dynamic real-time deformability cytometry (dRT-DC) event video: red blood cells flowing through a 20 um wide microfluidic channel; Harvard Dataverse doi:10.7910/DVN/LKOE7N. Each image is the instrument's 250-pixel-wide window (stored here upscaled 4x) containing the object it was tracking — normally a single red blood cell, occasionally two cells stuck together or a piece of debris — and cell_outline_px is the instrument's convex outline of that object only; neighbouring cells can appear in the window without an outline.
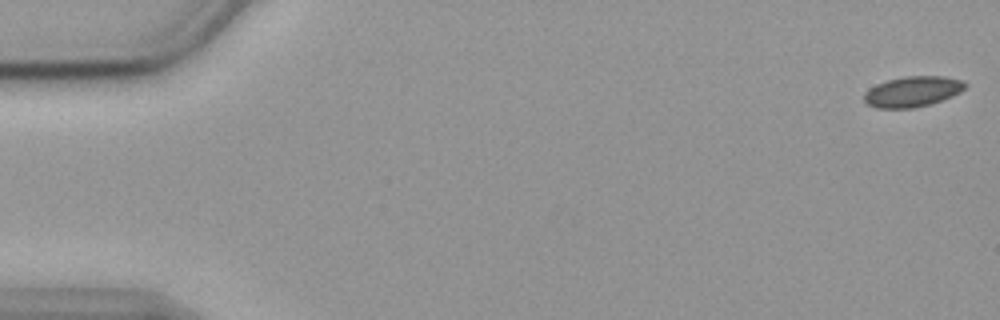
{"species": "common noctule bat (a hibernating species)", "species_latin": "Nyctalus noctula", "temperature_condition": "cold", "stored_images_in_passage": 56, "camera_frame_rate_fps": 3000, "um_per_image_px": 0.085, "animal": {"sex": "female", "body_mass_g": 19.9}, "frame": {"image": 1, "passage_image": 1, "time_ms": 0.0, "image_size_px": [1000, 320], "cell_outline_px": [[968, 84], [960, 92], [952, 96], [928, 104], [912, 108], [876, 108], [868, 104], [864, 100], [864, 92], [868, 88], [876, 84], [888, 80], [904, 76], [944, 76], [964, 80]], "centroid_in_image_um": [77.56, 7.77], "position_along_channel_um": 7.4, "area_um2": 17.98}}
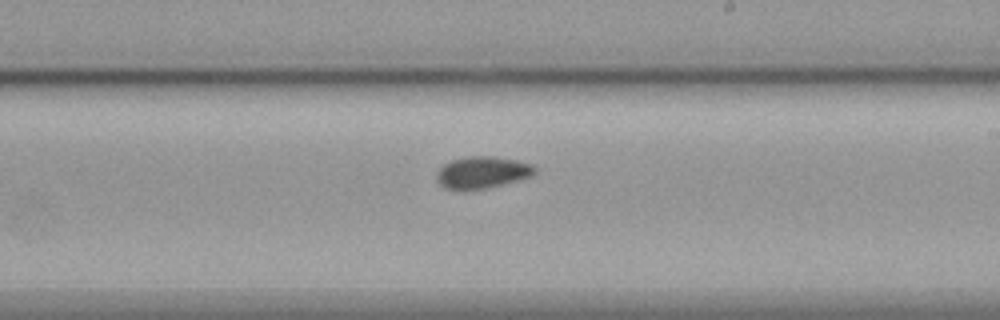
{"frame": {"image": 2, "passage_image": 33, "time_ms": 10.667, "image_size_px": [1000, 320], "cell_outline_px": [[536, 172], [532, 176], [484, 188], [444, 188], [436, 180], [436, 172], [444, 164], [452, 160], [468, 156], [492, 156], [516, 160], [532, 164], [536, 168]], "centroid_in_image_um": [40.99, 14.62], "position_along_channel_um": 248.0, "area_um2": 17.8}}
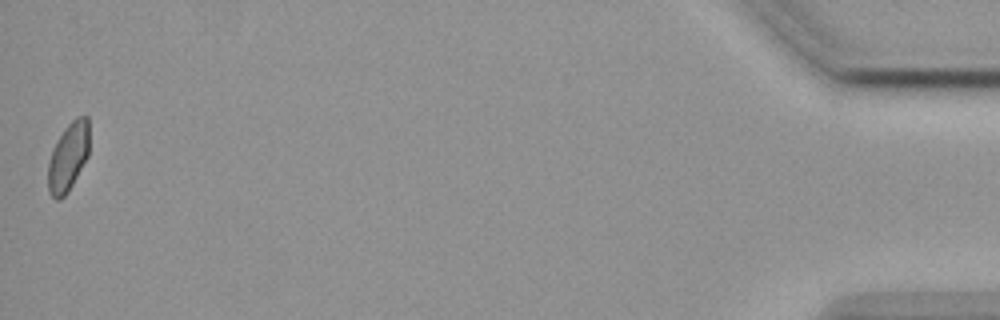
{"frame": {"image": 3, "passage_image": 56, "time_ms": 18.333, "image_size_px": [1000, 320], "cell_outline_px": [[88, 156], [68, 192], [60, 200], [56, 200], [48, 192], [48, 164], [52, 148], [56, 140], [64, 128], [76, 116], [88, 116]], "centroid_in_image_um": [5.78, 13.34], "position_along_channel_um": 429.4, "area_um2": 16.53}, "authors_computed_cell_mechanics": {"area_um2": 17.8024, "velocity_mm_per_s": 3.5744, "shape_relaxation_time_tau1_ms": null, "shape_relaxation_time_tau2_ms": 10.5825, "deformation_change_tau1": null, "deformation_change_tau2": 0.1062}}